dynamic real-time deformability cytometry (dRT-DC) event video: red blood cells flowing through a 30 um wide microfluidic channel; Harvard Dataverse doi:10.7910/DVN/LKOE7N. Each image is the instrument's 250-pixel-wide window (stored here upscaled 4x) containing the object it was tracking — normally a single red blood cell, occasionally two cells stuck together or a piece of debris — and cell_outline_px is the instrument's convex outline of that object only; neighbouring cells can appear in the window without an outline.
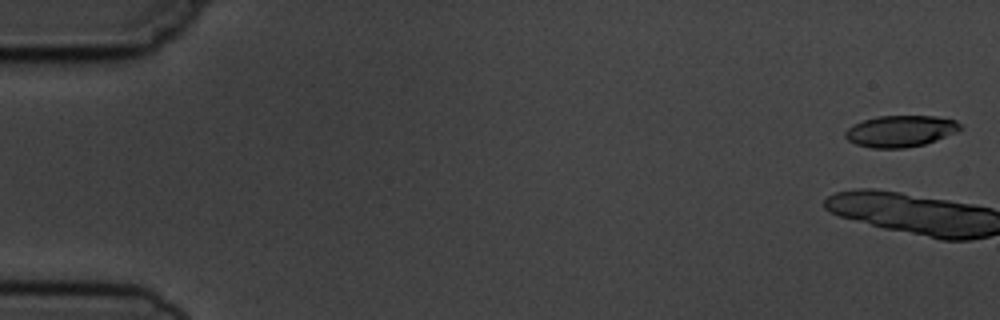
{"species": "common noctule bat (a hibernating species)", "species_latin": "Nyctalus noctula", "temperature_condition": "cold", "stored_images_in_passage": 7, "camera_frame_rate_fps": 3000, "um_per_image_px": 0.085, "animal": {"sex": "male", "body_mass_g": 19.5, "forearm_length_mm": 54.6}, "frame": {"image": 1, "passage_image": 1, "time_ms": 0.0, "image_size_px": [1000, 320], "cell_outline_px": [[964, 128], [956, 132], [936, 140], [924, 144], [904, 148], [872, 148], [856, 144], [848, 140], [844, 136], [844, 132], [852, 124], [876, 116], [936, 116], [956, 120]], "centroid_in_image_um": [76.54, 11.14], "position_along_channel_um": 8.5, "area_um2": 21.15}}